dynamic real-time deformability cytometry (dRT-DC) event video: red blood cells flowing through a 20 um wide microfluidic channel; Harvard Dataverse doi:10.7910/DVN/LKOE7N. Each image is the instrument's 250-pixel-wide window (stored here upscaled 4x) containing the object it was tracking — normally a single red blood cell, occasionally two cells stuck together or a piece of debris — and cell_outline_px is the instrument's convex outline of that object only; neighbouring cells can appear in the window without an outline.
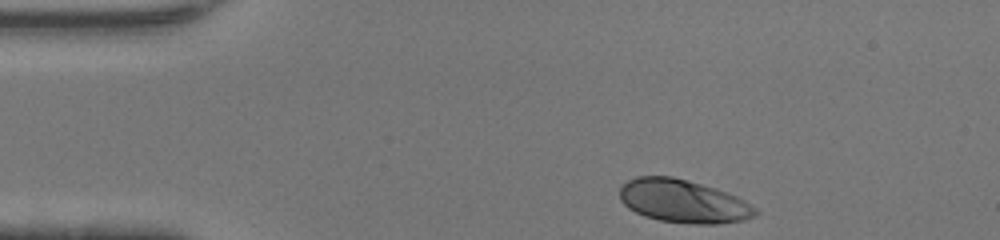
{"species": "human", "species_latin": "Homo sapiens", "temperature_condition": "warm", "stored_images_in_passage": 32, "camera_frame_rate_fps": 3000, "um_per_image_px": 0.085, "donor": {"sex": "female"}, "frame": {"image": 1, "passage_image": 1, "time_ms": 0.0, "image_size_px": [1000, 240], "cell_outline_px": [[760, 212], [756, 216], [744, 220], [716, 224], [692, 224], [660, 220], [644, 216], [628, 208], [620, 200], [620, 184], [636, 176], [672, 176], [688, 180], [716, 188], [736, 196], [744, 200], [756, 208]], "centroid_in_image_um": [58.07, 17.1], "position_along_channel_um": 26.9, "area_um2": 34.33}}
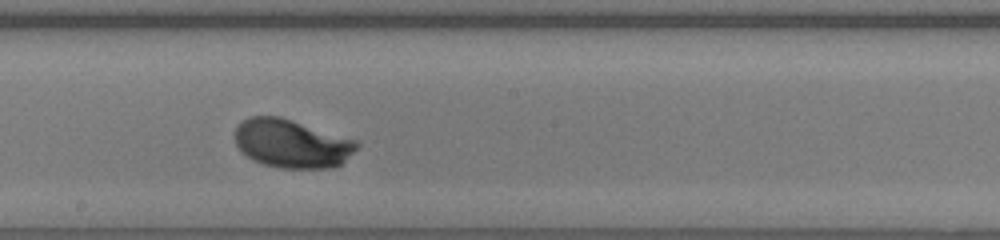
{"frame": {"image": 2, "passage_image": 19, "time_ms": 6.0, "image_size_px": [1000, 240], "cell_outline_px": [[360, 144], [340, 164], [332, 168], [280, 168], [264, 164], [252, 160], [240, 152], [236, 144], [236, 128], [244, 120], [252, 116], [280, 116], [356, 140]], "centroid_in_image_um": [24.77, 12.21], "position_along_channel_um": 223.4, "area_um2": 34.16}}
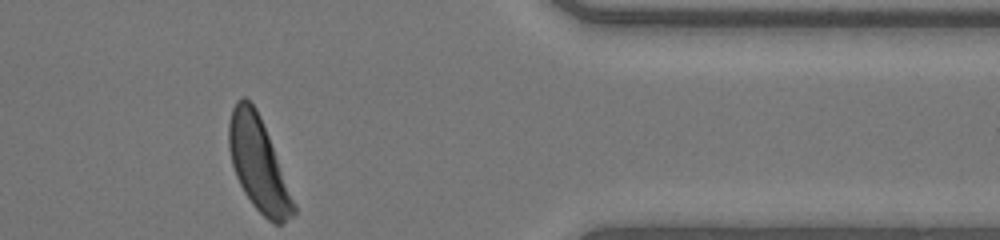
{"frame": {"image": 3, "passage_image": 32, "time_ms": 10.333, "image_size_px": [1000, 240], "cell_outline_px": [[296, 212], [292, 216], [280, 224], [272, 224], [252, 204], [244, 192], [236, 176], [232, 164], [228, 148], [228, 124], [232, 108], [236, 100], [244, 96], [256, 108], [260, 116], [268, 136], [296, 208]], "centroid_in_image_um": [21.91, 13.93], "position_along_channel_um": 389.5, "area_um2": 34.45}, "authors_computed_cell_mechanics": {"area_um2": 33.9575, "velocity_mm_per_s": 4.3585, "shape_relaxation_time_tau1_ms": 1.8662, "shape_relaxation_time_tau2_ms": null, "deformation_change_tau1": 0.1651, "deformation_change_tau2": null}}